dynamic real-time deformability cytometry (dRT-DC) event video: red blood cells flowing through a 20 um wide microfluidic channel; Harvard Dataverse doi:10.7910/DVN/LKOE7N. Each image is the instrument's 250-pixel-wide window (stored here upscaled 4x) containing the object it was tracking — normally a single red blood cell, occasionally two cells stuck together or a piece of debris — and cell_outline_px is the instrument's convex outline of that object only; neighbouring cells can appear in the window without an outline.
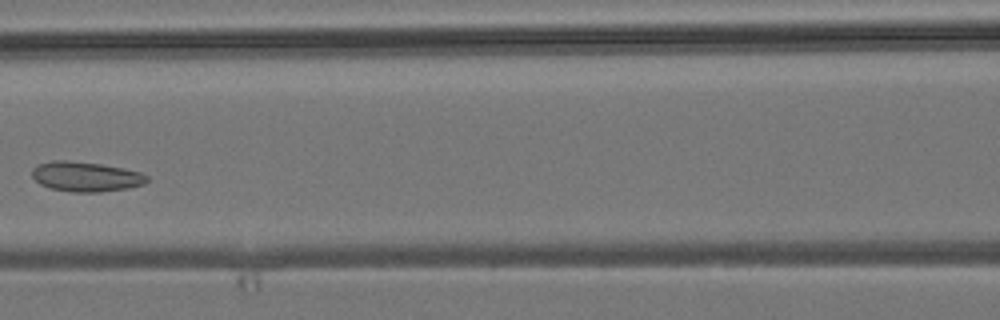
{"species": "common noctule bat (a hibernating species)", "species_latin": "Nyctalus noctula", "temperature_condition": "room temperature", "stored_images_in_passage": 6, "camera_frame_rate_fps": 3000, "um_per_image_px": 0.085, "animal": {"sex": "male", "body_mass_g": 19.2, "forearm_length_mm": 51.8}, "frame": {"image": 1, "passage_image": 6, "time_ms": 7.333, "image_size_px": [1000, 320], "cell_outline_px": [[148, 180], [144, 184], [128, 188], [100, 192], [72, 192], [48, 188], [40, 184], [32, 176], [32, 168], [40, 164], [52, 160], [68, 160], [100, 164], [124, 168], [140, 172], [148, 176]], "centroid_in_image_um": [7.29, 15.01], "position_along_channel_um": 159.3, "area_um2": 20.06}}